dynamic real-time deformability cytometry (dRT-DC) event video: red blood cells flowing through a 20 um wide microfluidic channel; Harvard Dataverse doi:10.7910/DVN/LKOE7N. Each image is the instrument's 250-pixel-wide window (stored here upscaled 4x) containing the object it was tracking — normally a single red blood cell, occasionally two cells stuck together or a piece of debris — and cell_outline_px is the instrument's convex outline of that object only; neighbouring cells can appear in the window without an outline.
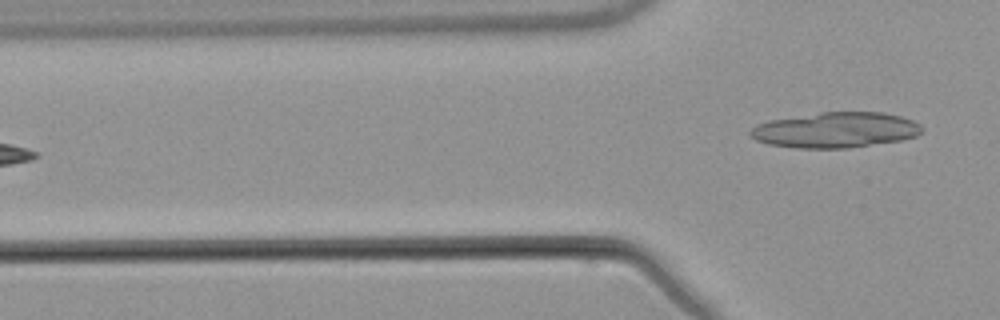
{"species": "common noctule bat (a hibernating species)", "species_latin": "Nyctalus noctula", "temperature_condition": "warm", "stored_images_in_passage": 7, "camera_frame_rate_fps": 3000, "um_per_image_px": 0.085, "animal": {"sex": "male", "body_mass_g": 21.5, "forearm_length_mm": 52.0}, "frame": {"image": 1, "passage_image": 7, "time_ms": 7.667, "image_size_px": [1000, 320], "cell_outline_px": [[920, 132], [916, 136], [900, 140], [848, 148], [796, 148], [768, 144], [756, 140], [748, 136], [748, 132], [756, 124], [768, 120], [820, 112], [884, 112], [900, 116], [912, 120], [920, 124]], "centroid_in_image_um": [70.96, 11.05], "position_along_channel_um": 54.8, "area_um2": 35.55}}